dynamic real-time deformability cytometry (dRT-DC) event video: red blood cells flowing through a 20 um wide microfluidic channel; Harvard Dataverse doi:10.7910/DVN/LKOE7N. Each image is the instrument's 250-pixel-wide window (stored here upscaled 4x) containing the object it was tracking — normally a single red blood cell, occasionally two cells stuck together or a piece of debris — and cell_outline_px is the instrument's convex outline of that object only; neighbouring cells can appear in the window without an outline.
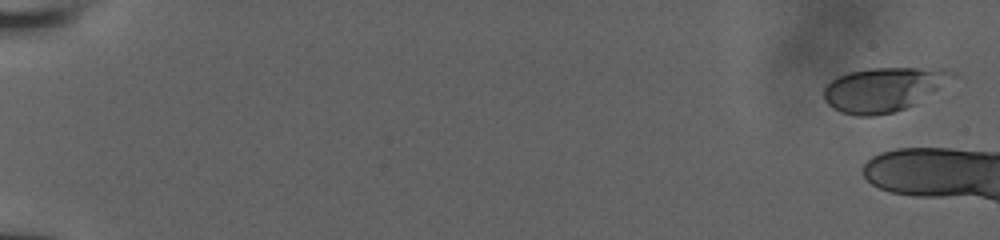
{"species": "human", "species_latin": "Homo sapiens", "temperature_condition": "room temperature", "stored_images_in_passage": 9, "camera_frame_rate_fps": 3000, "um_per_image_px": 0.085, "donor": {"sex": "male"}, "frame": {"image": 1, "passage_image": 2, "time_ms": 0.333, "image_size_px": [1000, 240], "cell_outline_px": [[960, 76], [912, 104], [904, 108], [892, 112], [872, 116], [856, 116], [840, 112], [832, 108], [824, 100], [824, 88], [836, 76], [848, 72], [868, 68], [944, 68], [956, 72]], "centroid_in_image_um": [75.1, 7.57], "position_along_channel_um": 9.9, "area_um2": 33.12}}